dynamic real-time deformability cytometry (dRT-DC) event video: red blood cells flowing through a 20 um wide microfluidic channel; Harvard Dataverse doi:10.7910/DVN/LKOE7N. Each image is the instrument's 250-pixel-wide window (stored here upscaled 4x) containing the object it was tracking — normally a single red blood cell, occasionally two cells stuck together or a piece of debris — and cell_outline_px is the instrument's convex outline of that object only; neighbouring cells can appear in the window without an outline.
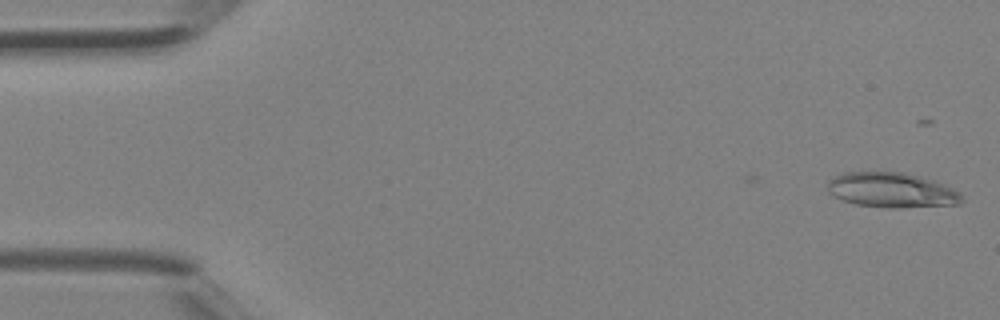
{"species": "Egyptian fruit bat (a non-hibernating species)", "species_latin": "Rousettus aegyptiacus", "temperature_condition": "room temperature", "stored_images_in_passage": 2, "camera_frame_rate_fps": 3000, "um_per_image_px": 0.085, "animal": {"sex": "female"}, "frame": {"image": 1, "passage_image": 2, "time_ms": 0.333, "image_size_px": [1000, 320], "cell_outline_px": [[964, 200], [960, 204], [900, 208], [888, 208], [856, 204], [844, 200], [828, 192], [828, 180], [840, 172], [904, 172], [920, 176], [940, 184], [956, 192]], "centroid_in_image_um": [75.73, 16.16], "position_along_channel_um": 9.3, "area_um2": 26.99}}